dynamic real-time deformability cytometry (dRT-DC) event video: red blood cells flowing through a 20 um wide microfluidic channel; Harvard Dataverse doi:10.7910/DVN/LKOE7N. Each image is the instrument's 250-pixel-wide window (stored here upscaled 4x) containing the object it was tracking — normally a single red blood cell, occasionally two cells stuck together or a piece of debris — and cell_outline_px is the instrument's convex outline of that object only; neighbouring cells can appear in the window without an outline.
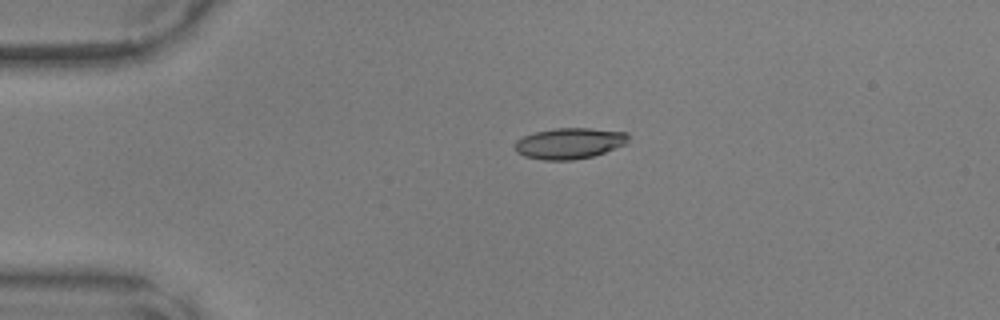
{"species": "common noctule bat (a hibernating species)", "species_latin": "Nyctalus noctula", "temperature_condition": "warm", "stored_images_in_passage": 29, "camera_frame_rate_fps": 3000, "um_per_image_px": 0.085, "animal": {"sex": "male", "body_mass_g": 17.9, "forearm_length_mm": 54.2}, "frame": {"image": 1, "passage_image": 1, "time_ms": 0.0, "image_size_px": [1000, 320], "cell_outline_px": [[628, 144], [592, 156], [572, 160], [544, 160], [524, 156], [516, 152], [516, 140], [524, 136], [536, 132], [556, 128], [588, 128], [628, 132]], "centroid_in_image_um": [48.43, 12.18], "position_along_channel_um": 36.6, "area_um2": 20.4}}
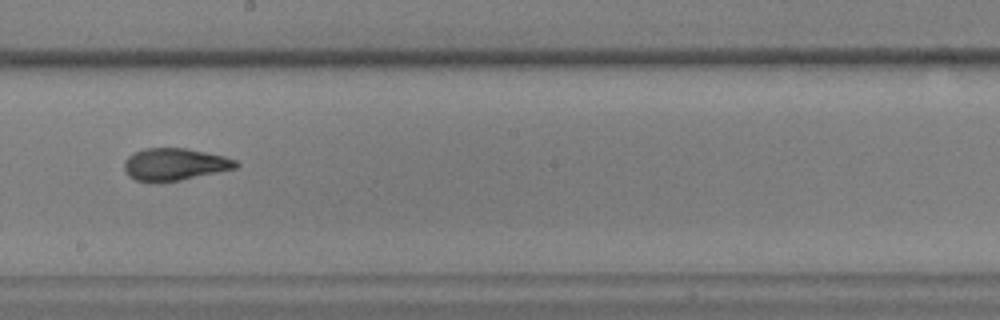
{"frame": {"image": 2, "passage_image": 18, "time_ms": 5.667, "image_size_px": [1000, 320], "cell_outline_px": [[240, 164], [236, 168], [180, 180], [136, 180], [128, 176], [124, 168], [124, 160], [128, 156], [144, 148], [188, 148], [224, 156], [236, 160]], "centroid_in_image_um": [14.86, 13.94], "position_along_channel_um": 233.3, "area_um2": 20.58}}
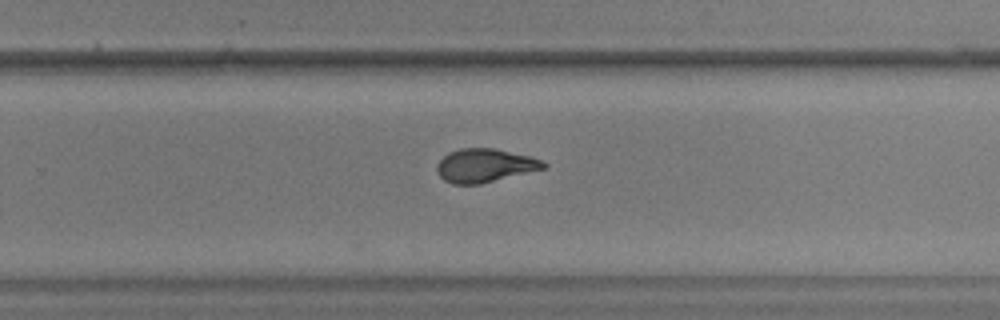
{"frame": {"image": 3, "passage_image": 22, "time_ms": 7.0, "image_size_px": [1000, 320], "cell_outline_px": [[548, 168], [480, 184], [452, 184], [444, 180], [440, 176], [436, 168], [436, 164], [448, 152], [460, 148], [496, 148], [532, 156], [544, 160], [548, 164]], "centroid_in_image_um": [41.27, 14.06], "position_along_channel_um": 288.5, "area_um2": 21.21}}